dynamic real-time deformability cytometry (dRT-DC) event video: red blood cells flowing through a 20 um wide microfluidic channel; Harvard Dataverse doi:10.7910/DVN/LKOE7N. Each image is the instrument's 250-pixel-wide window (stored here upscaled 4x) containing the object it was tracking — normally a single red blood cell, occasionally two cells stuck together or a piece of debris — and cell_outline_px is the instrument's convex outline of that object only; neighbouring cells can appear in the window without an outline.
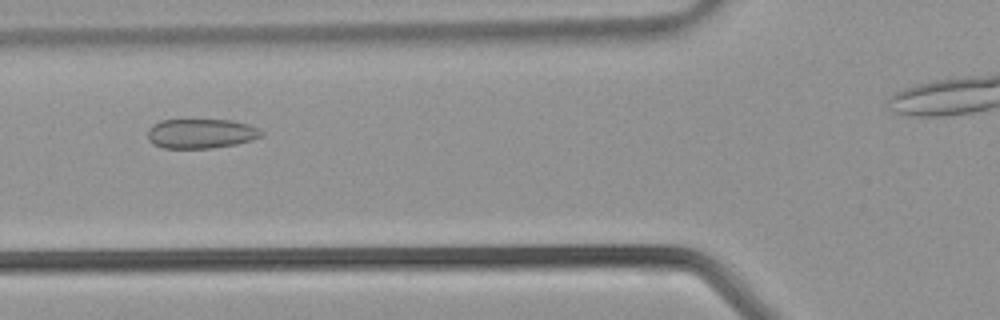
{"species": "common noctule bat (a hibernating species)", "species_latin": "Nyctalus noctula", "temperature_condition": "warm", "stored_images_in_passage": 25, "camera_frame_rate_fps": 3000, "um_per_image_px": 0.085, "animal": {"sex": "male", "body_mass_g": 21.5, "forearm_length_mm": 52.0}, "frame": {"image": 1, "passage_image": 6, "time_ms": 1.667, "image_size_px": [1000, 320], "cell_outline_px": [[264, 132], [260, 136], [252, 140], [236, 144], [212, 148], [164, 148], [152, 144], [148, 140], [148, 128], [152, 124], [160, 120], [232, 120], [248, 124]], "centroid_in_image_um": [17.04, 11.35], "position_along_channel_um": 108.8, "area_um2": 19.65}}
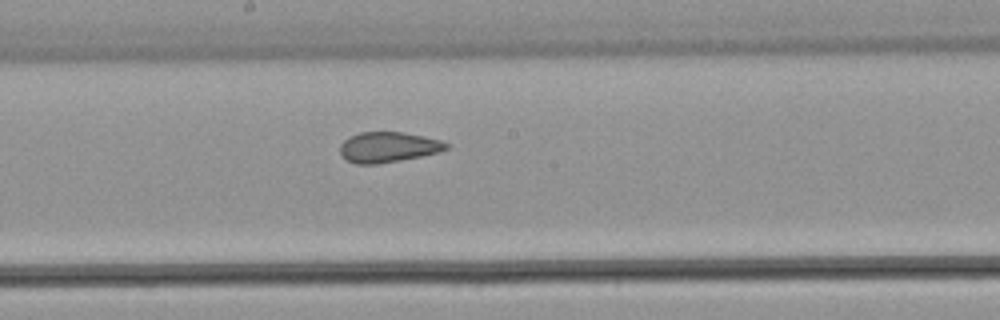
{"frame": {"image": 2, "passage_image": 12, "time_ms": 3.667, "image_size_px": [1000, 320], "cell_outline_px": [[452, 144], [448, 148], [440, 152], [400, 160], [376, 164], [356, 164], [344, 160], [340, 152], [340, 144], [348, 136], [360, 132], [404, 132], [424, 136], [440, 140]], "centroid_in_image_um": [32.98, 12.5], "position_along_channel_um": 215.2, "area_um2": 19.02}}
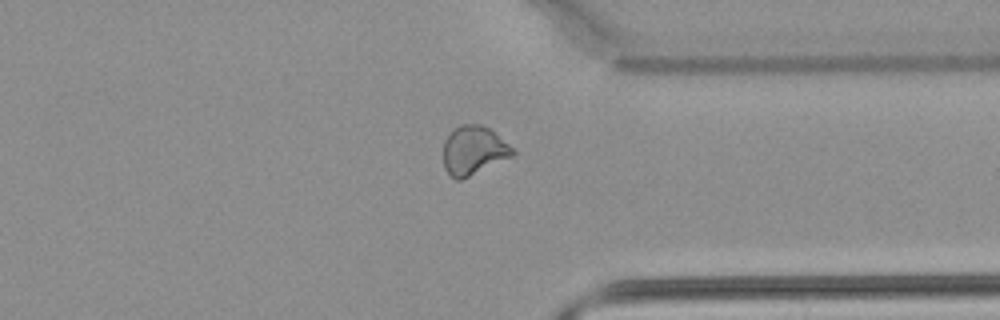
{"frame": {"image": 3, "passage_image": 21, "time_ms": 6.667, "image_size_px": [1000, 320], "cell_outline_px": [[516, 152], [512, 156], [460, 180], [456, 180], [444, 168], [444, 140], [452, 128], [460, 124], [480, 124], [496, 132]], "centroid_in_image_um": [40.23, 12.75], "position_along_channel_um": 371.2, "area_um2": 19.59}}